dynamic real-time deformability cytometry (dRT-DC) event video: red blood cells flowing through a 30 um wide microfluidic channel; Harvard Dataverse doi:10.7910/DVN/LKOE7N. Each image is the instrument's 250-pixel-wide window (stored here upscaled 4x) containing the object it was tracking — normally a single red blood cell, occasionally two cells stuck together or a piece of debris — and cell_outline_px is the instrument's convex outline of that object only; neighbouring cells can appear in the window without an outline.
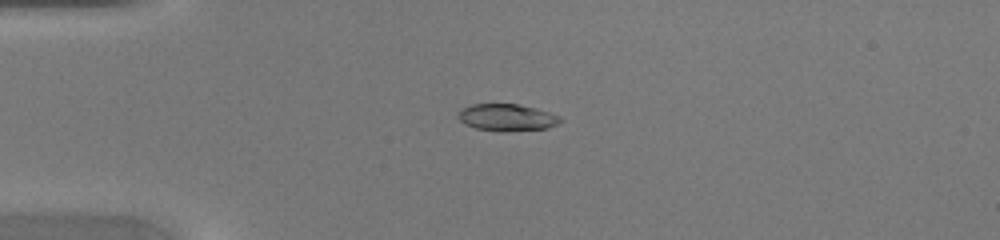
{"species": "common noctule bat (a hibernating species)", "species_latin": "Nyctalus noctula", "temperature_condition": "warm", "stored_images_in_passage": 35, "camera_frame_rate_fps": 3000, "um_per_image_px": 0.085, "animal": {"sex": "female", "body_mass_g": 20.0, "forearm_length_mm": 54.0}, "frame": {"image": 1, "passage_image": 2, "time_ms": 0.333, "image_size_px": [1000, 240], "cell_outline_px": [[560, 120], [556, 124], [548, 128], [504, 132], [500, 132], [476, 128], [464, 124], [456, 116], [456, 112], [460, 108], [468, 104], [516, 104], [536, 108], [560, 116]], "centroid_in_image_um": [43.0, 9.98], "position_along_channel_um": 42.0, "area_um2": 16.24}}
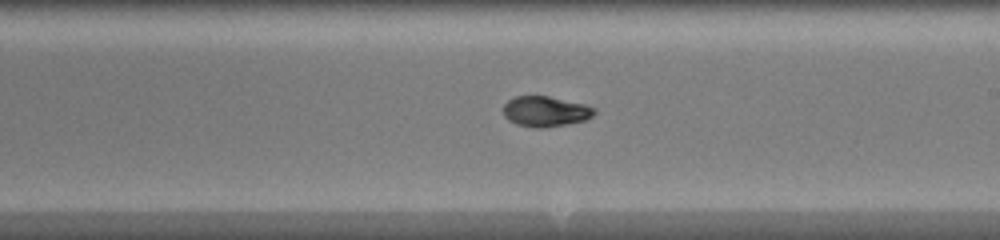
{"frame": {"image": 2, "passage_image": 17, "time_ms": 5.333, "image_size_px": [1000, 240], "cell_outline_px": [[596, 112], [588, 120], [540, 128], [532, 128], [516, 124], [508, 120], [504, 116], [504, 104], [508, 100], [516, 96], [548, 96], [584, 104], [596, 108]], "centroid_in_image_um": [46.37, 9.47], "position_along_channel_um": 242.6, "area_um2": 16.13}}
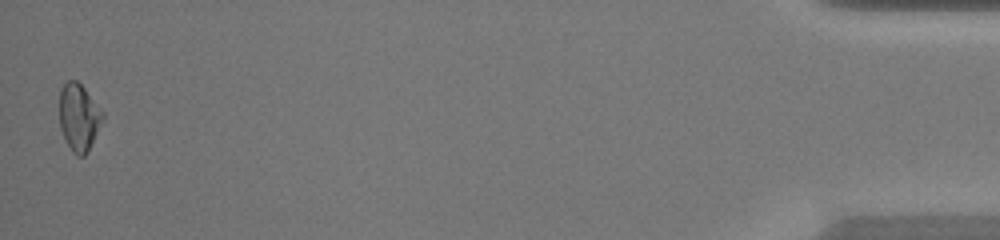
{"frame": {"image": 3, "passage_image": 35, "time_ms": 11.333, "image_size_px": [1000, 240], "cell_outline_px": [[104, 120], [88, 152], [84, 156], [76, 156], [72, 152], [60, 128], [60, 88], [68, 80], [76, 80], [84, 88], [104, 112]], "centroid_in_image_um": [6.73, 9.98], "position_along_channel_um": 428.5, "area_um2": 16.99}}